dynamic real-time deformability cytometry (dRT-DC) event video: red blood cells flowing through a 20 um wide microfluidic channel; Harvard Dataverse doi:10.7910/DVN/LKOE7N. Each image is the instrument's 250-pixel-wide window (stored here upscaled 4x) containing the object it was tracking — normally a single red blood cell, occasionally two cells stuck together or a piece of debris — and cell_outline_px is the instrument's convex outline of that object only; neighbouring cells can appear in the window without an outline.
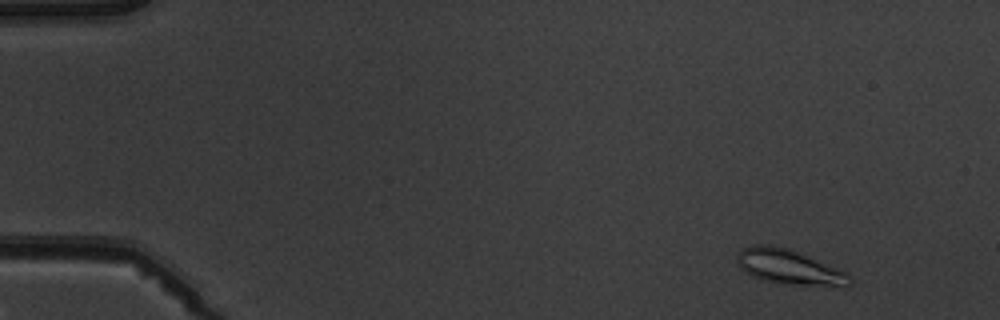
{"species": "common noctule bat (a hibernating species)", "species_latin": "Nyctalus noctula", "temperature_condition": "warm", "stored_images_in_passage": 5, "camera_frame_rate_fps": 3000, "um_per_image_px": 0.085, "animal": {"sex": "male", "body_mass_g": 19.5, "forearm_length_mm": 54.6}, "frame": {"image": 1, "passage_image": 2, "time_ms": 1.0, "image_size_px": [1000, 320], "cell_outline_px": [[856, 280], [848, 288], [844, 288], [788, 284], [764, 280], [752, 276], [740, 268], [736, 260], [736, 256], [740, 248], [756, 244], [764, 244], [784, 248], [796, 252], [844, 272]], "centroid_in_image_um": [67.1, 22.74], "position_along_channel_um": 17.9, "area_um2": 22.83}}
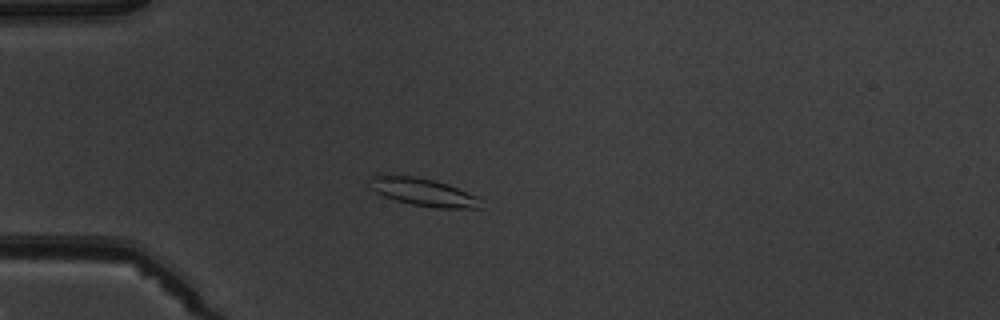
{"frame": {"image": 2, "passage_image": 4, "time_ms": 4.333, "image_size_px": [1000, 320], "cell_outline_px": [[484, 208], [436, 208], [412, 204], [396, 200], [384, 196], [376, 192], [372, 188], [368, 180], [372, 176], [412, 176], [432, 180], [448, 184], [476, 196]], "centroid_in_image_um": [36.0, 16.35], "position_along_channel_um": 49.0, "area_um2": 17.51}}